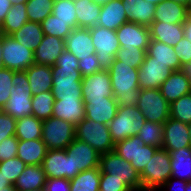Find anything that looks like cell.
Instances as JSON below:
<instances>
[{
    "label": "cell",
    "instance_id": "6da1fadb",
    "mask_svg": "<svg viewBox=\"0 0 191 191\" xmlns=\"http://www.w3.org/2000/svg\"><path fill=\"white\" fill-rule=\"evenodd\" d=\"M52 93L55 100L82 99V76L77 57L66 49L52 66Z\"/></svg>",
    "mask_w": 191,
    "mask_h": 191
},
{
    "label": "cell",
    "instance_id": "7a4b0ae2",
    "mask_svg": "<svg viewBox=\"0 0 191 191\" xmlns=\"http://www.w3.org/2000/svg\"><path fill=\"white\" fill-rule=\"evenodd\" d=\"M113 97L118 107L135 106L140 94L139 70L115 58L108 68Z\"/></svg>",
    "mask_w": 191,
    "mask_h": 191
},
{
    "label": "cell",
    "instance_id": "3957f363",
    "mask_svg": "<svg viewBox=\"0 0 191 191\" xmlns=\"http://www.w3.org/2000/svg\"><path fill=\"white\" fill-rule=\"evenodd\" d=\"M11 95L2 111L13 118L20 119L32 115V93L26 71H14Z\"/></svg>",
    "mask_w": 191,
    "mask_h": 191
},
{
    "label": "cell",
    "instance_id": "277c9868",
    "mask_svg": "<svg viewBox=\"0 0 191 191\" xmlns=\"http://www.w3.org/2000/svg\"><path fill=\"white\" fill-rule=\"evenodd\" d=\"M99 169L101 173L109 174L110 178L122 180L132 191H142L139 172L114 150L100 154Z\"/></svg>",
    "mask_w": 191,
    "mask_h": 191
},
{
    "label": "cell",
    "instance_id": "5b68a950",
    "mask_svg": "<svg viewBox=\"0 0 191 191\" xmlns=\"http://www.w3.org/2000/svg\"><path fill=\"white\" fill-rule=\"evenodd\" d=\"M145 121L142 111L136 105L118 107L117 115L108 124L114 144L137 135Z\"/></svg>",
    "mask_w": 191,
    "mask_h": 191
},
{
    "label": "cell",
    "instance_id": "8992f818",
    "mask_svg": "<svg viewBox=\"0 0 191 191\" xmlns=\"http://www.w3.org/2000/svg\"><path fill=\"white\" fill-rule=\"evenodd\" d=\"M170 153L159 148L140 174L142 191H157L171 177Z\"/></svg>",
    "mask_w": 191,
    "mask_h": 191
},
{
    "label": "cell",
    "instance_id": "52a82bcc",
    "mask_svg": "<svg viewBox=\"0 0 191 191\" xmlns=\"http://www.w3.org/2000/svg\"><path fill=\"white\" fill-rule=\"evenodd\" d=\"M75 131L76 139L86 142L99 154L114 150L115 144L106 124L84 118L75 126Z\"/></svg>",
    "mask_w": 191,
    "mask_h": 191
},
{
    "label": "cell",
    "instance_id": "ba28073f",
    "mask_svg": "<svg viewBox=\"0 0 191 191\" xmlns=\"http://www.w3.org/2000/svg\"><path fill=\"white\" fill-rule=\"evenodd\" d=\"M158 147L146 145L137 135L115 143L114 151L141 174L145 165L158 150Z\"/></svg>",
    "mask_w": 191,
    "mask_h": 191
},
{
    "label": "cell",
    "instance_id": "9c48e42d",
    "mask_svg": "<svg viewBox=\"0 0 191 191\" xmlns=\"http://www.w3.org/2000/svg\"><path fill=\"white\" fill-rule=\"evenodd\" d=\"M75 138V126L66 120L50 117L42 123V140L48 150L66 149Z\"/></svg>",
    "mask_w": 191,
    "mask_h": 191
},
{
    "label": "cell",
    "instance_id": "30bf717a",
    "mask_svg": "<svg viewBox=\"0 0 191 191\" xmlns=\"http://www.w3.org/2000/svg\"><path fill=\"white\" fill-rule=\"evenodd\" d=\"M136 106L147 121L165 123L170 118V103L160 89H140Z\"/></svg>",
    "mask_w": 191,
    "mask_h": 191
},
{
    "label": "cell",
    "instance_id": "8fae6325",
    "mask_svg": "<svg viewBox=\"0 0 191 191\" xmlns=\"http://www.w3.org/2000/svg\"><path fill=\"white\" fill-rule=\"evenodd\" d=\"M97 60L103 69H108L115 60L120 44L116 31L96 25L89 28Z\"/></svg>",
    "mask_w": 191,
    "mask_h": 191
},
{
    "label": "cell",
    "instance_id": "7c38bea8",
    "mask_svg": "<svg viewBox=\"0 0 191 191\" xmlns=\"http://www.w3.org/2000/svg\"><path fill=\"white\" fill-rule=\"evenodd\" d=\"M2 60L4 68L24 71L35 63L34 51L21 45L11 35L2 34Z\"/></svg>",
    "mask_w": 191,
    "mask_h": 191
},
{
    "label": "cell",
    "instance_id": "4fadbf2b",
    "mask_svg": "<svg viewBox=\"0 0 191 191\" xmlns=\"http://www.w3.org/2000/svg\"><path fill=\"white\" fill-rule=\"evenodd\" d=\"M42 166L47 178L72 180L79 173L73 172L72 157L66 154V149L48 150Z\"/></svg>",
    "mask_w": 191,
    "mask_h": 191
},
{
    "label": "cell",
    "instance_id": "5bb4252c",
    "mask_svg": "<svg viewBox=\"0 0 191 191\" xmlns=\"http://www.w3.org/2000/svg\"><path fill=\"white\" fill-rule=\"evenodd\" d=\"M138 70L140 89H160L164 80L173 72L169 66L158 61H153V57L147 55Z\"/></svg>",
    "mask_w": 191,
    "mask_h": 191
},
{
    "label": "cell",
    "instance_id": "9a60e30c",
    "mask_svg": "<svg viewBox=\"0 0 191 191\" xmlns=\"http://www.w3.org/2000/svg\"><path fill=\"white\" fill-rule=\"evenodd\" d=\"M66 154L72 157L73 172L99 168L100 154L86 142L75 138L66 148Z\"/></svg>",
    "mask_w": 191,
    "mask_h": 191
},
{
    "label": "cell",
    "instance_id": "2e32d148",
    "mask_svg": "<svg viewBox=\"0 0 191 191\" xmlns=\"http://www.w3.org/2000/svg\"><path fill=\"white\" fill-rule=\"evenodd\" d=\"M116 35L120 47L127 49H134L136 47L147 51L151 40L149 27L133 22H126L122 24L116 30Z\"/></svg>",
    "mask_w": 191,
    "mask_h": 191
},
{
    "label": "cell",
    "instance_id": "e0dca14e",
    "mask_svg": "<svg viewBox=\"0 0 191 191\" xmlns=\"http://www.w3.org/2000/svg\"><path fill=\"white\" fill-rule=\"evenodd\" d=\"M82 99L113 97L108 69L82 77Z\"/></svg>",
    "mask_w": 191,
    "mask_h": 191
},
{
    "label": "cell",
    "instance_id": "ac0fdd59",
    "mask_svg": "<svg viewBox=\"0 0 191 191\" xmlns=\"http://www.w3.org/2000/svg\"><path fill=\"white\" fill-rule=\"evenodd\" d=\"M184 147H191L188 124L170 117L164 123L162 148L176 151Z\"/></svg>",
    "mask_w": 191,
    "mask_h": 191
},
{
    "label": "cell",
    "instance_id": "d6986e66",
    "mask_svg": "<svg viewBox=\"0 0 191 191\" xmlns=\"http://www.w3.org/2000/svg\"><path fill=\"white\" fill-rule=\"evenodd\" d=\"M85 118L108 125L117 115L118 106L114 97L84 99Z\"/></svg>",
    "mask_w": 191,
    "mask_h": 191
},
{
    "label": "cell",
    "instance_id": "ffe728a7",
    "mask_svg": "<svg viewBox=\"0 0 191 191\" xmlns=\"http://www.w3.org/2000/svg\"><path fill=\"white\" fill-rule=\"evenodd\" d=\"M64 43L66 50L74 54L78 60L92 58V54H96L90 30L87 28H74L65 38Z\"/></svg>",
    "mask_w": 191,
    "mask_h": 191
},
{
    "label": "cell",
    "instance_id": "44dd1931",
    "mask_svg": "<svg viewBox=\"0 0 191 191\" xmlns=\"http://www.w3.org/2000/svg\"><path fill=\"white\" fill-rule=\"evenodd\" d=\"M65 49L63 39L44 34L41 43L34 50L35 63L52 67Z\"/></svg>",
    "mask_w": 191,
    "mask_h": 191
},
{
    "label": "cell",
    "instance_id": "7402d4cb",
    "mask_svg": "<svg viewBox=\"0 0 191 191\" xmlns=\"http://www.w3.org/2000/svg\"><path fill=\"white\" fill-rule=\"evenodd\" d=\"M128 22L149 26L155 17L156 5L145 0H122Z\"/></svg>",
    "mask_w": 191,
    "mask_h": 191
},
{
    "label": "cell",
    "instance_id": "603a6c76",
    "mask_svg": "<svg viewBox=\"0 0 191 191\" xmlns=\"http://www.w3.org/2000/svg\"><path fill=\"white\" fill-rule=\"evenodd\" d=\"M162 96L171 104L191 92V82L181 70L173 71L161 84Z\"/></svg>",
    "mask_w": 191,
    "mask_h": 191
},
{
    "label": "cell",
    "instance_id": "cb8c5ba5",
    "mask_svg": "<svg viewBox=\"0 0 191 191\" xmlns=\"http://www.w3.org/2000/svg\"><path fill=\"white\" fill-rule=\"evenodd\" d=\"M85 107L83 99H61L55 100L52 117L66 120L76 126L85 118Z\"/></svg>",
    "mask_w": 191,
    "mask_h": 191
},
{
    "label": "cell",
    "instance_id": "d4e9b609",
    "mask_svg": "<svg viewBox=\"0 0 191 191\" xmlns=\"http://www.w3.org/2000/svg\"><path fill=\"white\" fill-rule=\"evenodd\" d=\"M128 22L122 0H111L101 6L96 25L116 31L122 24Z\"/></svg>",
    "mask_w": 191,
    "mask_h": 191
},
{
    "label": "cell",
    "instance_id": "484cf974",
    "mask_svg": "<svg viewBox=\"0 0 191 191\" xmlns=\"http://www.w3.org/2000/svg\"><path fill=\"white\" fill-rule=\"evenodd\" d=\"M148 27L152 40L165 43L169 46H175L184 38L183 23L152 22Z\"/></svg>",
    "mask_w": 191,
    "mask_h": 191
},
{
    "label": "cell",
    "instance_id": "4316f807",
    "mask_svg": "<svg viewBox=\"0 0 191 191\" xmlns=\"http://www.w3.org/2000/svg\"><path fill=\"white\" fill-rule=\"evenodd\" d=\"M48 148L42 139L19 140L17 157L26 165H42Z\"/></svg>",
    "mask_w": 191,
    "mask_h": 191
},
{
    "label": "cell",
    "instance_id": "83f0119b",
    "mask_svg": "<svg viewBox=\"0 0 191 191\" xmlns=\"http://www.w3.org/2000/svg\"><path fill=\"white\" fill-rule=\"evenodd\" d=\"M25 71L33 96L52 90V67L34 63Z\"/></svg>",
    "mask_w": 191,
    "mask_h": 191
},
{
    "label": "cell",
    "instance_id": "f1b7e54d",
    "mask_svg": "<svg viewBox=\"0 0 191 191\" xmlns=\"http://www.w3.org/2000/svg\"><path fill=\"white\" fill-rule=\"evenodd\" d=\"M47 177L42 165H26L25 169L15 181L17 191H29L44 188Z\"/></svg>",
    "mask_w": 191,
    "mask_h": 191
},
{
    "label": "cell",
    "instance_id": "f546056e",
    "mask_svg": "<svg viewBox=\"0 0 191 191\" xmlns=\"http://www.w3.org/2000/svg\"><path fill=\"white\" fill-rule=\"evenodd\" d=\"M189 13L186 6L165 0L156 6L153 22L183 23Z\"/></svg>",
    "mask_w": 191,
    "mask_h": 191
},
{
    "label": "cell",
    "instance_id": "4dcf8cb0",
    "mask_svg": "<svg viewBox=\"0 0 191 191\" xmlns=\"http://www.w3.org/2000/svg\"><path fill=\"white\" fill-rule=\"evenodd\" d=\"M146 55L153 57V61L164 63L173 71L181 70L180 60L177 57L173 46L151 39Z\"/></svg>",
    "mask_w": 191,
    "mask_h": 191
},
{
    "label": "cell",
    "instance_id": "1f68e13d",
    "mask_svg": "<svg viewBox=\"0 0 191 191\" xmlns=\"http://www.w3.org/2000/svg\"><path fill=\"white\" fill-rule=\"evenodd\" d=\"M74 6L78 27L89 29L96 26L101 5H97L91 0H74Z\"/></svg>",
    "mask_w": 191,
    "mask_h": 191
},
{
    "label": "cell",
    "instance_id": "d6a6232c",
    "mask_svg": "<svg viewBox=\"0 0 191 191\" xmlns=\"http://www.w3.org/2000/svg\"><path fill=\"white\" fill-rule=\"evenodd\" d=\"M11 36L21 45L34 51L41 43L44 32L39 22L27 21L19 30L12 33Z\"/></svg>",
    "mask_w": 191,
    "mask_h": 191
},
{
    "label": "cell",
    "instance_id": "836d02e7",
    "mask_svg": "<svg viewBox=\"0 0 191 191\" xmlns=\"http://www.w3.org/2000/svg\"><path fill=\"white\" fill-rule=\"evenodd\" d=\"M171 157V177L190 181L191 173V147L168 151Z\"/></svg>",
    "mask_w": 191,
    "mask_h": 191
},
{
    "label": "cell",
    "instance_id": "e575fe53",
    "mask_svg": "<svg viewBox=\"0 0 191 191\" xmlns=\"http://www.w3.org/2000/svg\"><path fill=\"white\" fill-rule=\"evenodd\" d=\"M28 20L26 3L12 5L4 21L1 23V33L11 35L19 30Z\"/></svg>",
    "mask_w": 191,
    "mask_h": 191
},
{
    "label": "cell",
    "instance_id": "d590c367",
    "mask_svg": "<svg viewBox=\"0 0 191 191\" xmlns=\"http://www.w3.org/2000/svg\"><path fill=\"white\" fill-rule=\"evenodd\" d=\"M42 123L33 115L17 119L15 137L18 140L42 139Z\"/></svg>",
    "mask_w": 191,
    "mask_h": 191
},
{
    "label": "cell",
    "instance_id": "8d00e7d4",
    "mask_svg": "<svg viewBox=\"0 0 191 191\" xmlns=\"http://www.w3.org/2000/svg\"><path fill=\"white\" fill-rule=\"evenodd\" d=\"M100 177L99 168L82 171L70 180V191H98Z\"/></svg>",
    "mask_w": 191,
    "mask_h": 191
},
{
    "label": "cell",
    "instance_id": "74e56055",
    "mask_svg": "<svg viewBox=\"0 0 191 191\" xmlns=\"http://www.w3.org/2000/svg\"><path fill=\"white\" fill-rule=\"evenodd\" d=\"M31 102L33 116L42 121L52 117L55 102L52 90L34 95Z\"/></svg>",
    "mask_w": 191,
    "mask_h": 191
},
{
    "label": "cell",
    "instance_id": "f35d334b",
    "mask_svg": "<svg viewBox=\"0 0 191 191\" xmlns=\"http://www.w3.org/2000/svg\"><path fill=\"white\" fill-rule=\"evenodd\" d=\"M164 123L145 121L137 136L146 144L162 148Z\"/></svg>",
    "mask_w": 191,
    "mask_h": 191
},
{
    "label": "cell",
    "instance_id": "ab89813d",
    "mask_svg": "<svg viewBox=\"0 0 191 191\" xmlns=\"http://www.w3.org/2000/svg\"><path fill=\"white\" fill-rule=\"evenodd\" d=\"M40 24L44 34L52 35L63 40L74 29L69 21H61L53 14L48 15Z\"/></svg>",
    "mask_w": 191,
    "mask_h": 191
},
{
    "label": "cell",
    "instance_id": "60d3db41",
    "mask_svg": "<svg viewBox=\"0 0 191 191\" xmlns=\"http://www.w3.org/2000/svg\"><path fill=\"white\" fill-rule=\"evenodd\" d=\"M53 2L54 0H28L26 2L28 20L41 23L52 14Z\"/></svg>",
    "mask_w": 191,
    "mask_h": 191
},
{
    "label": "cell",
    "instance_id": "b9f144b4",
    "mask_svg": "<svg viewBox=\"0 0 191 191\" xmlns=\"http://www.w3.org/2000/svg\"><path fill=\"white\" fill-rule=\"evenodd\" d=\"M74 0H54L52 14L61 21H69L73 28H77Z\"/></svg>",
    "mask_w": 191,
    "mask_h": 191
},
{
    "label": "cell",
    "instance_id": "7bdbcfd3",
    "mask_svg": "<svg viewBox=\"0 0 191 191\" xmlns=\"http://www.w3.org/2000/svg\"><path fill=\"white\" fill-rule=\"evenodd\" d=\"M170 117L186 124L191 122V92L170 104Z\"/></svg>",
    "mask_w": 191,
    "mask_h": 191
},
{
    "label": "cell",
    "instance_id": "ee69618b",
    "mask_svg": "<svg viewBox=\"0 0 191 191\" xmlns=\"http://www.w3.org/2000/svg\"><path fill=\"white\" fill-rule=\"evenodd\" d=\"M25 167L26 164L18 157L0 162V171L6 179H9V182L12 185H14L15 181L21 175Z\"/></svg>",
    "mask_w": 191,
    "mask_h": 191
},
{
    "label": "cell",
    "instance_id": "f6af8a7d",
    "mask_svg": "<svg viewBox=\"0 0 191 191\" xmlns=\"http://www.w3.org/2000/svg\"><path fill=\"white\" fill-rule=\"evenodd\" d=\"M146 56V51L134 48V49H127L120 47L116 59L129 64L132 68L139 69L140 65L144 62Z\"/></svg>",
    "mask_w": 191,
    "mask_h": 191
},
{
    "label": "cell",
    "instance_id": "bcb514c9",
    "mask_svg": "<svg viewBox=\"0 0 191 191\" xmlns=\"http://www.w3.org/2000/svg\"><path fill=\"white\" fill-rule=\"evenodd\" d=\"M14 71L8 68L0 69V106L3 107L11 95L12 78Z\"/></svg>",
    "mask_w": 191,
    "mask_h": 191
},
{
    "label": "cell",
    "instance_id": "7dc6e473",
    "mask_svg": "<svg viewBox=\"0 0 191 191\" xmlns=\"http://www.w3.org/2000/svg\"><path fill=\"white\" fill-rule=\"evenodd\" d=\"M99 189L103 191H132L122 180L110 178L107 173H101Z\"/></svg>",
    "mask_w": 191,
    "mask_h": 191
},
{
    "label": "cell",
    "instance_id": "c3c4849f",
    "mask_svg": "<svg viewBox=\"0 0 191 191\" xmlns=\"http://www.w3.org/2000/svg\"><path fill=\"white\" fill-rule=\"evenodd\" d=\"M16 133V119L1 111L0 113V143Z\"/></svg>",
    "mask_w": 191,
    "mask_h": 191
},
{
    "label": "cell",
    "instance_id": "681fc988",
    "mask_svg": "<svg viewBox=\"0 0 191 191\" xmlns=\"http://www.w3.org/2000/svg\"><path fill=\"white\" fill-rule=\"evenodd\" d=\"M19 140L15 136L4 139L0 143V162L17 157Z\"/></svg>",
    "mask_w": 191,
    "mask_h": 191
},
{
    "label": "cell",
    "instance_id": "f907efd6",
    "mask_svg": "<svg viewBox=\"0 0 191 191\" xmlns=\"http://www.w3.org/2000/svg\"><path fill=\"white\" fill-rule=\"evenodd\" d=\"M78 64L82 77L90 76L93 73L103 70L100 62L97 60L96 54H92V58H81L78 60Z\"/></svg>",
    "mask_w": 191,
    "mask_h": 191
},
{
    "label": "cell",
    "instance_id": "816d5d0a",
    "mask_svg": "<svg viewBox=\"0 0 191 191\" xmlns=\"http://www.w3.org/2000/svg\"><path fill=\"white\" fill-rule=\"evenodd\" d=\"M173 47L177 57L180 60L181 67L191 61V41L190 40L184 37Z\"/></svg>",
    "mask_w": 191,
    "mask_h": 191
},
{
    "label": "cell",
    "instance_id": "f5cc1de1",
    "mask_svg": "<svg viewBox=\"0 0 191 191\" xmlns=\"http://www.w3.org/2000/svg\"><path fill=\"white\" fill-rule=\"evenodd\" d=\"M44 189L46 191H70V180L47 178Z\"/></svg>",
    "mask_w": 191,
    "mask_h": 191
},
{
    "label": "cell",
    "instance_id": "db71d44e",
    "mask_svg": "<svg viewBox=\"0 0 191 191\" xmlns=\"http://www.w3.org/2000/svg\"><path fill=\"white\" fill-rule=\"evenodd\" d=\"M188 181L170 177L157 191H186Z\"/></svg>",
    "mask_w": 191,
    "mask_h": 191
},
{
    "label": "cell",
    "instance_id": "11a10c76",
    "mask_svg": "<svg viewBox=\"0 0 191 191\" xmlns=\"http://www.w3.org/2000/svg\"><path fill=\"white\" fill-rule=\"evenodd\" d=\"M11 7H12L11 0H0V25L4 21Z\"/></svg>",
    "mask_w": 191,
    "mask_h": 191
},
{
    "label": "cell",
    "instance_id": "9f6ffc18",
    "mask_svg": "<svg viewBox=\"0 0 191 191\" xmlns=\"http://www.w3.org/2000/svg\"><path fill=\"white\" fill-rule=\"evenodd\" d=\"M184 37L191 41V12L187 15L186 20L183 22Z\"/></svg>",
    "mask_w": 191,
    "mask_h": 191
},
{
    "label": "cell",
    "instance_id": "6f0895ef",
    "mask_svg": "<svg viewBox=\"0 0 191 191\" xmlns=\"http://www.w3.org/2000/svg\"><path fill=\"white\" fill-rule=\"evenodd\" d=\"M181 71L183 74L190 80L191 82V61L188 62L187 64L183 65L181 67Z\"/></svg>",
    "mask_w": 191,
    "mask_h": 191
},
{
    "label": "cell",
    "instance_id": "680465c9",
    "mask_svg": "<svg viewBox=\"0 0 191 191\" xmlns=\"http://www.w3.org/2000/svg\"><path fill=\"white\" fill-rule=\"evenodd\" d=\"M12 184L9 182V179H6L5 176L0 171V189H3L6 186H11Z\"/></svg>",
    "mask_w": 191,
    "mask_h": 191
},
{
    "label": "cell",
    "instance_id": "91938a15",
    "mask_svg": "<svg viewBox=\"0 0 191 191\" xmlns=\"http://www.w3.org/2000/svg\"><path fill=\"white\" fill-rule=\"evenodd\" d=\"M4 68L3 60H2V35L0 36V69Z\"/></svg>",
    "mask_w": 191,
    "mask_h": 191
},
{
    "label": "cell",
    "instance_id": "94428289",
    "mask_svg": "<svg viewBox=\"0 0 191 191\" xmlns=\"http://www.w3.org/2000/svg\"><path fill=\"white\" fill-rule=\"evenodd\" d=\"M93 2H95L97 5H104V4H107L109 3L111 0H91Z\"/></svg>",
    "mask_w": 191,
    "mask_h": 191
},
{
    "label": "cell",
    "instance_id": "6125c7cd",
    "mask_svg": "<svg viewBox=\"0 0 191 191\" xmlns=\"http://www.w3.org/2000/svg\"><path fill=\"white\" fill-rule=\"evenodd\" d=\"M0 191H17L14 185L6 186L3 189H0Z\"/></svg>",
    "mask_w": 191,
    "mask_h": 191
},
{
    "label": "cell",
    "instance_id": "be15d7a7",
    "mask_svg": "<svg viewBox=\"0 0 191 191\" xmlns=\"http://www.w3.org/2000/svg\"><path fill=\"white\" fill-rule=\"evenodd\" d=\"M187 7V0H170Z\"/></svg>",
    "mask_w": 191,
    "mask_h": 191
},
{
    "label": "cell",
    "instance_id": "e7e4bbea",
    "mask_svg": "<svg viewBox=\"0 0 191 191\" xmlns=\"http://www.w3.org/2000/svg\"><path fill=\"white\" fill-rule=\"evenodd\" d=\"M28 0H11L12 5L18 4V3H26Z\"/></svg>",
    "mask_w": 191,
    "mask_h": 191
},
{
    "label": "cell",
    "instance_id": "03108f58",
    "mask_svg": "<svg viewBox=\"0 0 191 191\" xmlns=\"http://www.w3.org/2000/svg\"><path fill=\"white\" fill-rule=\"evenodd\" d=\"M145 1L151 2V3H153L154 5L157 6L158 4H160L161 2H163L165 0H145Z\"/></svg>",
    "mask_w": 191,
    "mask_h": 191
},
{
    "label": "cell",
    "instance_id": "003e7915",
    "mask_svg": "<svg viewBox=\"0 0 191 191\" xmlns=\"http://www.w3.org/2000/svg\"><path fill=\"white\" fill-rule=\"evenodd\" d=\"M185 190H186V191H191V181H188V182H187V185H186Z\"/></svg>",
    "mask_w": 191,
    "mask_h": 191
},
{
    "label": "cell",
    "instance_id": "a7ac6f4b",
    "mask_svg": "<svg viewBox=\"0 0 191 191\" xmlns=\"http://www.w3.org/2000/svg\"><path fill=\"white\" fill-rule=\"evenodd\" d=\"M187 9L191 12V0H187Z\"/></svg>",
    "mask_w": 191,
    "mask_h": 191
},
{
    "label": "cell",
    "instance_id": "89a4df30",
    "mask_svg": "<svg viewBox=\"0 0 191 191\" xmlns=\"http://www.w3.org/2000/svg\"><path fill=\"white\" fill-rule=\"evenodd\" d=\"M189 134H190V141H191V122L188 124Z\"/></svg>",
    "mask_w": 191,
    "mask_h": 191
},
{
    "label": "cell",
    "instance_id": "2644e50d",
    "mask_svg": "<svg viewBox=\"0 0 191 191\" xmlns=\"http://www.w3.org/2000/svg\"><path fill=\"white\" fill-rule=\"evenodd\" d=\"M29 191H46L44 188H39V189H36V190H29Z\"/></svg>",
    "mask_w": 191,
    "mask_h": 191
}]
</instances>
